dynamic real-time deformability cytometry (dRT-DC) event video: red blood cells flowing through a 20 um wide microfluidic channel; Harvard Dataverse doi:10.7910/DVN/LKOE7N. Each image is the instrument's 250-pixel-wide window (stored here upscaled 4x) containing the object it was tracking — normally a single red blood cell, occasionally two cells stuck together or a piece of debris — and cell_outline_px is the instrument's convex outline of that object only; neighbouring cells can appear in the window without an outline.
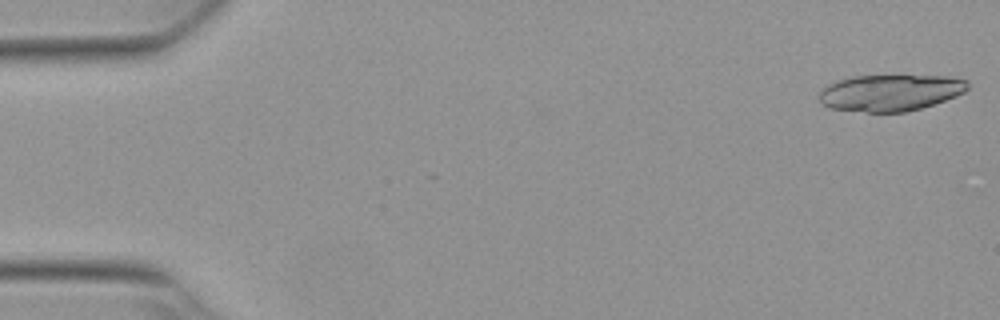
{"species": "Egyptian fruit bat (a non-hibernating species)", "species_latin": "Rousettus aegyptiacus", "temperature_condition": "warm", "stored_images_in_passage": 18, "camera_frame_rate_fps": 3000, "um_per_image_px": 0.085, "animal": {"sex": "female"}, "frame": {"image": 1, "passage_image": 1, "time_ms": 0.0, "image_size_px": [1000, 320], "cell_outline_px": [[968, 88], [964, 92], [956, 96], [920, 108], [904, 112], [868, 112], [828, 108], [820, 100], [820, 92], [824, 88], [840, 80], [852, 76], [948, 76], [968, 80]], "centroid_in_image_um": [75.71, 7.88], "position_along_channel_um": 9.3, "area_um2": 31.15}}
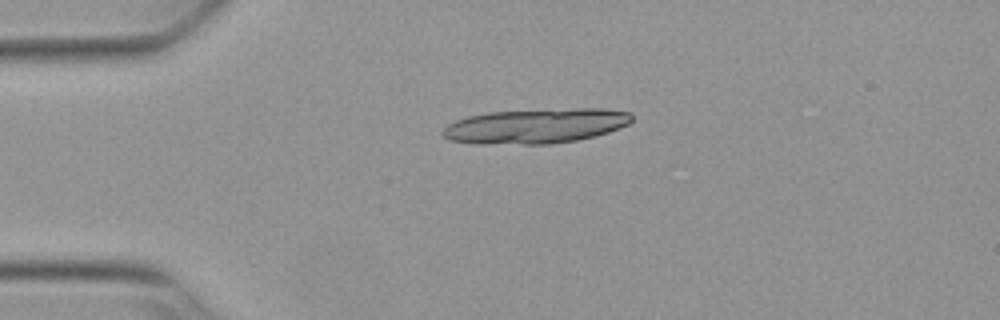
{"frame": {"image": 2, "passage_image": 12, "time_ms": 3.667, "image_size_px": [1000, 320], "cell_outline_px": [[632, 120], [628, 124], [620, 128], [596, 136], [576, 140], [552, 144], [476, 144], [448, 140], [440, 132], [448, 124], [456, 120], [468, 116], [488, 112], [580, 108], [604, 108], [632, 112]], "centroid_in_image_um": [45.55, 10.71], "position_along_channel_um": 39.5, "area_um2": 38.67}}